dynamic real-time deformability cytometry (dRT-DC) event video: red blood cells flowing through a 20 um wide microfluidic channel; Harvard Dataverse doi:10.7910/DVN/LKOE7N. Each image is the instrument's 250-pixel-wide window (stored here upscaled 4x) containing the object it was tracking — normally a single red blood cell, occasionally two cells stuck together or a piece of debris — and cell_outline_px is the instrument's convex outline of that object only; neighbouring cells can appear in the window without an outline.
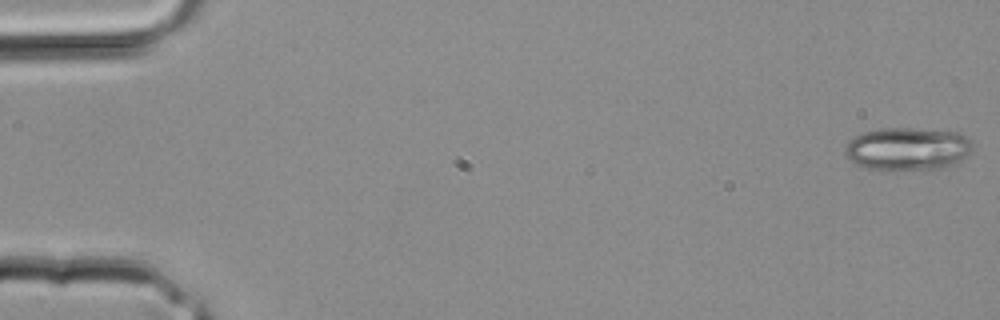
{"species": "common noctule bat (a hibernating species)", "species_latin": "Nyctalus noctula", "temperature_condition": "room temperature", "stored_images_in_passage": 35, "camera_frame_rate_fps": 3000, "um_per_image_px": 0.085, "animal": {"sex": "male", "body_mass_g": 20.4}, "frame": {"image": 1, "passage_image": 1, "time_ms": 0.0, "image_size_px": [1000, 320], "cell_outline_px": [[972, 148], [956, 164], [944, 168], [884, 172], [868, 168], [856, 164], [848, 160], [844, 152], [844, 148], [848, 140], [864, 132], [880, 128], [916, 128], [960, 132], [972, 144]], "centroid_in_image_um": [77.08, 12.68], "position_along_channel_um": 7.9, "area_um2": 32.54}}
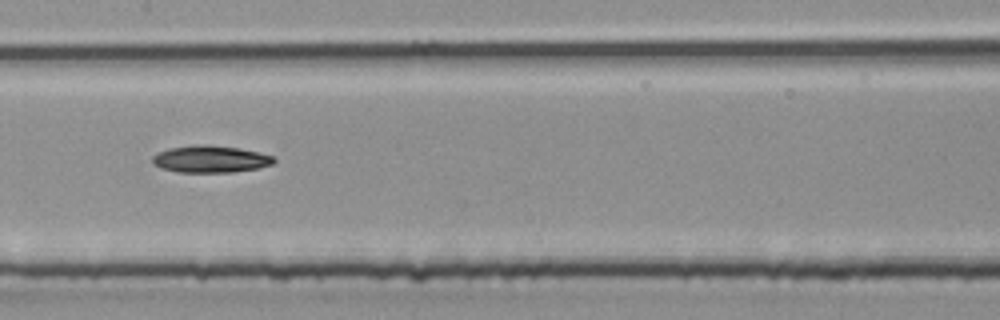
{"frame": {"image": 2, "passage_image": 18, "time_ms": 5.667, "image_size_px": [1000, 320], "cell_outline_px": [[276, 160], [272, 164], [260, 168], [232, 172], [180, 172], [160, 168], [152, 164], [152, 156], [156, 152], [168, 148], [196, 144], [208, 144], [240, 148], [272, 156]], "centroid_in_image_um": [17.84, 13.51], "position_along_channel_um": 189.6, "area_um2": 19.31}}
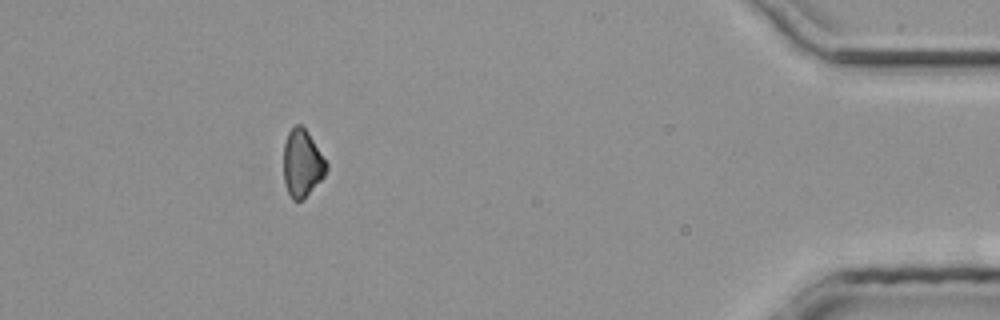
{"frame": {"image": 3, "passage_image": 32, "time_ms": 10.333, "image_size_px": [1000, 320], "cell_outline_px": [[328, 168], [324, 176], [300, 200], [292, 200], [284, 184], [284, 144], [288, 132], [296, 124], [300, 124], [308, 132], [328, 164]], "centroid_in_image_um": [25.67, 13.85], "position_along_channel_um": 409.5, "area_um2": 16.47}}